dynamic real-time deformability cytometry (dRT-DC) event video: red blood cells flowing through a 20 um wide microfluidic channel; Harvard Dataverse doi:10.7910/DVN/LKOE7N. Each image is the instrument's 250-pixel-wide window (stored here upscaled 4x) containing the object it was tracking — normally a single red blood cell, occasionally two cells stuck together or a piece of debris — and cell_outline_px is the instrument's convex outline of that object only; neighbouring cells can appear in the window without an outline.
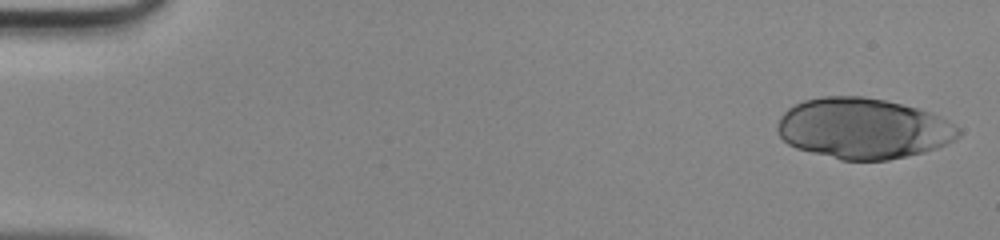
{"species": "human", "species_latin": "Homo sapiens", "temperature_condition": "room temperature", "stored_images_in_passage": 46, "camera_frame_rate_fps": 3000, "um_per_image_px": 0.085, "donor": {"sex": "male"}, "frame": {"image": 1, "passage_image": 1, "time_ms": 0.0, "image_size_px": [1000, 240], "cell_outline_px": [[960, 136], [936, 148], [924, 152], [908, 156], [888, 160], [840, 160], [796, 148], [788, 144], [780, 136], [776, 128], [776, 124], [780, 116], [788, 108], [804, 100], [820, 96], [864, 96], [884, 100], [920, 108], [940, 116], [960, 128]], "centroid_in_image_um": [73.35, 10.91], "position_along_channel_um": 11.6, "area_um2": 64.22}}
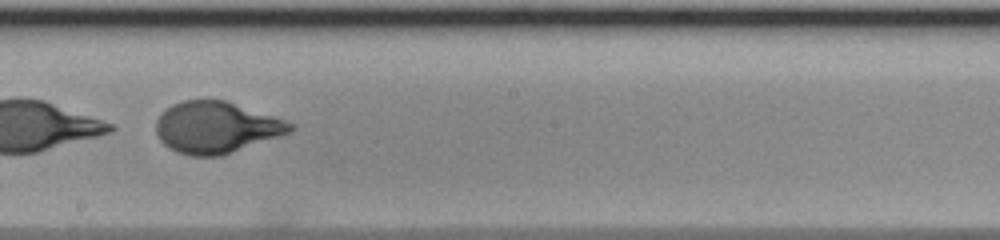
{"frame": {"image": 2, "passage_image": 27, "time_ms": 8.667, "image_size_px": [1000, 240], "cell_outline_px": [[296, 128], [292, 132], [220, 156], [192, 156], [176, 152], [164, 144], [160, 140], [156, 132], [156, 120], [172, 104], [184, 100], [224, 100], [296, 124]], "centroid_in_image_um": [18.38, 10.84], "position_along_channel_um": 229.8, "area_um2": 39.94}}
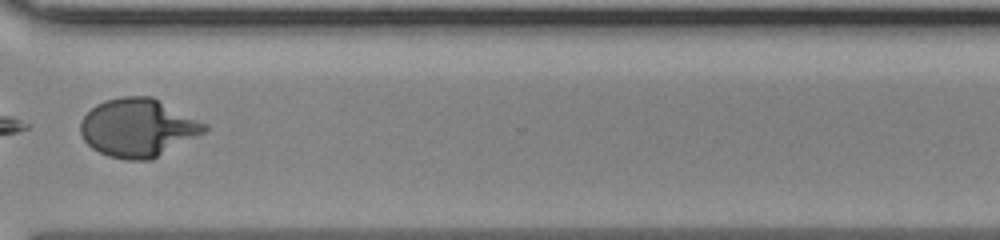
{"frame": {"image": 3, "passage_image": 36, "time_ms": 11.667, "image_size_px": [1000, 240], "cell_outline_px": [[208, 132], [148, 160], [128, 160], [108, 156], [92, 148], [84, 140], [80, 132], [80, 120], [96, 104], [104, 100], [124, 96], [152, 96], [208, 124]], "centroid_in_image_um": [11.74, 10.84], "position_along_channel_um": 358.9, "area_um2": 42.14}}